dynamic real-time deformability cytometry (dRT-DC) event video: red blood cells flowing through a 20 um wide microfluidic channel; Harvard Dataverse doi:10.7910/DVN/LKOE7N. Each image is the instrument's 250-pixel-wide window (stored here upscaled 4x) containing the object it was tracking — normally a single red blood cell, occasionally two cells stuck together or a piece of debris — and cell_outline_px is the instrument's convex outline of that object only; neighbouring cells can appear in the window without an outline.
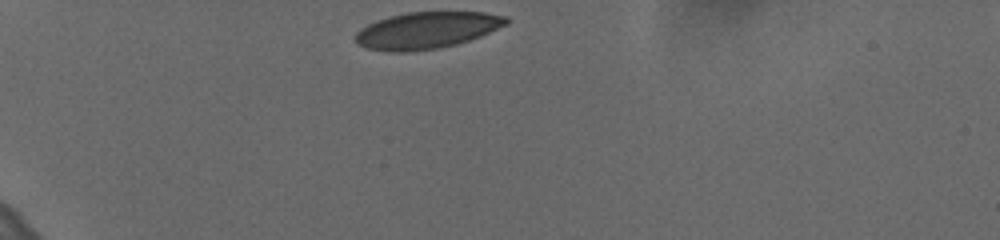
{"species": "human", "species_latin": "Homo sapiens", "temperature_condition": "cold", "stored_images_in_passage": 34, "camera_frame_rate_fps": 3000, "um_per_image_px": 0.085, "donor": {"sex": "female"}, "frame": {"image": 1, "passage_image": 1, "time_ms": 0.0, "image_size_px": [1000, 240], "cell_outline_px": [[508, 24], [480, 36], [456, 44], [440, 48], [408, 52], [388, 52], [368, 48], [356, 44], [352, 40], [352, 36], [360, 28], [376, 20], [388, 16], [408, 12], [484, 12], [508, 16]], "centroid_in_image_um": [36.22, 2.58], "position_along_channel_um": 48.8, "area_um2": 32.6}}
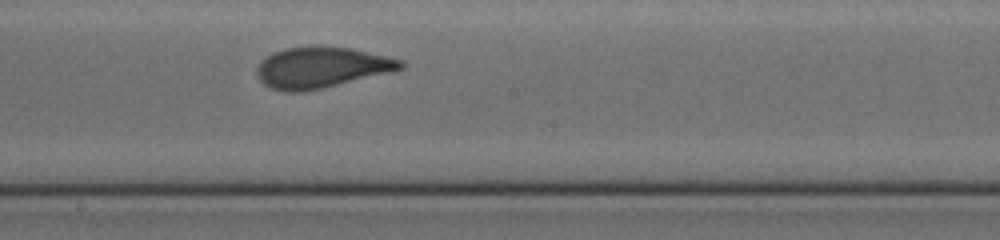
{"frame": {"image": 2, "passage_image": 19, "time_ms": 6.0, "image_size_px": [1000, 240], "cell_outline_px": [[404, 68], [320, 88], [300, 92], [284, 92], [268, 88], [260, 80], [256, 72], [256, 68], [272, 52], [284, 48], [316, 44], [352, 48], [404, 60]], "centroid_in_image_um": [27.28, 5.7], "position_along_channel_um": 220.9, "area_um2": 34.28}}
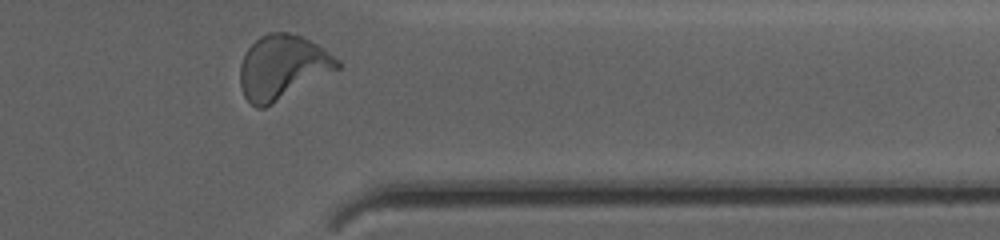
{"frame": {"image": 3, "passage_image": 33, "time_ms": 10.667, "image_size_px": [1000, 240], "cell_outline_px": [[340, 68], [272, 104], [264, 108], [256, 108], [244, 96], [240, 84], [240, 64], [244, 52], [260, 36], [268, 32], [288, 32], [300, 36], [324, 48], [340, 60]], "centroid_in_image_um": [23.99, 5.7], "position_along_channel_um": 387.4, "area_um2": 36.24}, "authors_computed_cell_mechanics": {"area_um2": 33.6396, "velocity_mm_per_s": 3.6256, "shape_relaxation_time_tau1_ms": 6.0293, "shape_relaxation_time_tau2_ms": 0.6738, "deformation_change_tau1": 0.1814, "deformation_change_tau2": 0.0649}}